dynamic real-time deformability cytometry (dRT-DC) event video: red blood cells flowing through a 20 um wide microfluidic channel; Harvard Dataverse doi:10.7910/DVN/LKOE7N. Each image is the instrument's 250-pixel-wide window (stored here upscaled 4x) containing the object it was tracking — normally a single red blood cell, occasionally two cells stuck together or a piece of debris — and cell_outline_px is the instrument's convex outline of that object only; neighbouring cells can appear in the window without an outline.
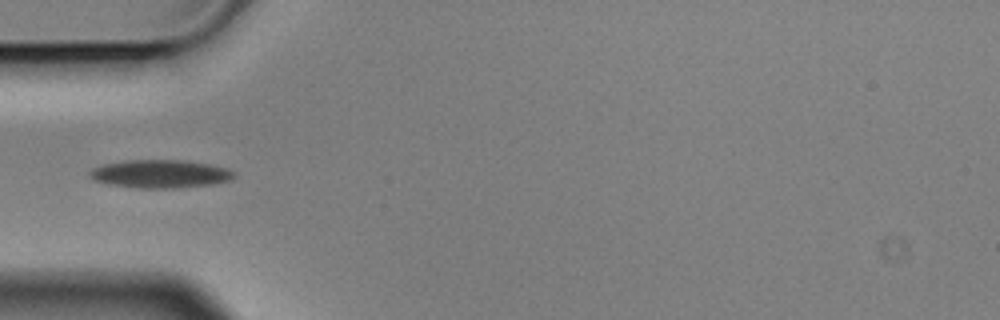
{"species": "Egyptian fruit bat (a non-hibernating species)", "species_latin": "Rousettus aegyptiacus", "temperature_condition": "cold", "stored_images_in_passage": 5, "camera_frame_rate_fps": 3000, "um_per_image_px": 0.085, "animal": {"sex": "male"}, "frame": {"image": 1, "passage_image": 4, "time_ms": 1.0, "image_size_px": [1000, 320], "cell_outline_px": [[236, 176], [232, 180], [212, 184], [180, 188], [140, 188], [108, 184], [96, 180], [88, 172], [92, 168], [104, 164], [124, 160], [184, 160], [208, 164], [228, 168], [236, 172]], "centroid_in_image_um": [13.68, 14.78], "position_along_channel_um": 71.3, "area_um2": 23.76}}
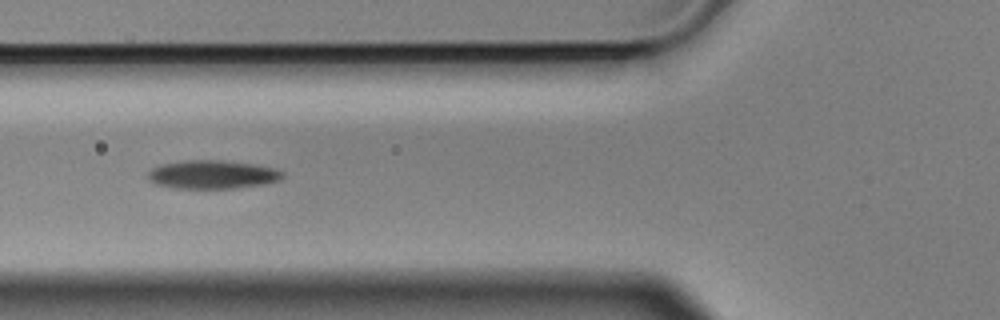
{"frame": {"image": 2, "passage_image": 5, "time_ms": 1.333, "image_size_px": [1000, 320], "cell_outline_px": [[284, 176], [280, 180], [264, 184], [236, 188], [172, 188], [156, 184], [148, 180], [148, 172], [152, 168], [164, 164], [188, 160], [220, 160], [256, 164], [276, 168], [284, 172]], "centroid_in_image_um": [18.09, 14.83], "position_along_channel_um": 107.7, "area_um2": 22.43}}